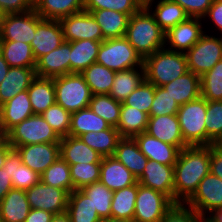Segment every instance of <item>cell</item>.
<instances>
[{"label": "cell", "mask_w": 222, "mask_h": 222, "mask_svg": "<svg viewBox=\"0 0 222 222\" xmlns=\"http://www.w3.org/2000/svg\"><path fill=\"white\" fill-rule=\"evenodd\" d=\"M210 150L211 145L187 146L180 150L174 165V203L185 204L210 172Z\"/></svg>", "instance_id": "1"}, {"label": "cell", "mask_w": 222, "mask_h": 222, "mask_svg": "<svg viewBox=\"0 0 222 222\" xmlns=\"http://www.w3.org/2000/svg\"><path fill=\"white\" fill-rule=\"evenodd\" d=\"M165 31L144 6L129 17L124 37L142 59L165 47Z\"/></svg>", "instance_id": "2"}, {"label": "cell", "mask_w": 222, "mask_h": 222, "mask_svg": "<svg viewBox=\"0 0 222 222\" xmlns=\"http://www.w3.org/2000/svg\"><path fill=\"white\" fill-rule=\"evenodd\" d=\"M143 67L145 80L158 87H162L188 72L185 53L166 47L145 57Z\"/></svg>", "instance_id": "3"}, {"label": "cell", "mask_w": 222, "mask_h": 222, "mask_svg": "<svg viewBox=\"0 0 222 222\" xmlns=\"http://www.w3.org/2000/svg\"><path fill=\"white\" fill-rule=\"evenodd\" d=\"M56 104L61 105L70 113L89 107L91 91L79 73H70L53 78Z\"/></svg>", "instance_id": "4"}, {"label": "cell", "mask_w": 222, "mask_h": 222, "mask_svg": "<svg viewBox=\"0 0 222 222\" xmlns=\"http://www.w3.org/2000/svg\"><path fill=\"white\" fill-rule=\"evenodd\" d=\"M96 62L115 72L143 67V59L124 36L102 41Z\"/></svg>", "instance_id": "5"}, {"label": "cell", "mask_w": 222, "mask_h": 222, "mask_svg": "<svg viewBox=\"0 0 222 222\" xmlns=\"http://www.w3.org/2000/svg\"><path fill=\"white\" fill-rule=\"evenodd\" d=\"M4 136L14 149L22 145L59 143L61 140L43 116L39 114H33L16 124Z\"/></svg>", "instance_id": "6"}, {"label": "cell", "mask_w": 222, "mask_h": 222, "mask_svg": "<svg viewBox=\"0 0 222 222\" xmlns=\"http://www.w3.org/2000/svg\"><path fill=\"white\" fill-rule=\"evenodd\" d=\"M207 101L203 97L187 102L177 112L180 130L188 146H205Z\"/></svg>", "instance_id": "7"}, {"label": "cell", "mask_w": 222, "mask_h": 222, "mask_svg": "<svg viewBox=\"0 0 222 222\" xmlns=\"http://www.w3.org/2000/svg\"><path fill=\"white\" fill-rule=\"evenodd\" d=\"M185 56L188 71L201 77L222 59V36L205 32Z\"/></svg>", "instance_id": "8"}, {"label": "cell", "mask_w": 222, "mask_h": 222, "mask_svg": "<svg viewBox=\"0 0 222 222\" xmlns=\"http://www.w3.org/2000/svg\"><path fill=\"white\" fill-rule=\"evenodd\" d=\"M174 202L164 193L138 183L134 222H160Z\"/></svg>", "instance_id": "9"}, {"label": "cell", "mask_w": 222, "mask_h": 222, "mask_svg": "<svg viewBox=\"0 0 222 222\" xmlns=\"http://www.w3.org/2000/svg\"><path fill=\"white\" fill-rule=\"evenodd\" d=\"M41 16L31 9L25 13L4 14L0 41H21L30 44Z\"/></svg>", "instance_id": "10"}, {"label": "cell", "mask_w": 222, "mask_h": 222, "mask_svg": "<svg viewBox=\"0 0 222 222\" xmlns=\"http://www.w3.org/2000/svg\"><path fill=\"white\" fill-rule=\"evenodd\" d=\"M185 204L201 216L209 215L215 209L222 207V180L209 172Z\"/></svg>", "instance_id": "11"}, {"label": "cell", "mask_w": 222, "mask_h": 222, "mask_svg": "<svg viewBox=\"0 0 222 222\" xmlns=\"http://www.w3.org/2000/svg\"><path fill=\"white\" fill-rule=\"evenodd\" d=\"M26 196L31 209H41L53 214L67 211L69 193L46 185L41 180L26 190Z\"/></svg>", "instance_id": "12"}, {"label": "cell", "mask_w": 222, "mask_h": 222, "mask_svg": "<svg viewBox=\"0 0 222 222\" xmlns=\"http://www.w3.org/2000/svg\"><path fill=\"white\" fill-rule=\"evenodd\" d=\"M64 41L72 42L89 39L92 41H104L100 26L93 15L82 11L61 18L60 20Z\"/></svg>", "instance_id": "13"}, {"label": "cell", "mask_w": 222, "mask_h": 222, "mask_svg": "<svg viewBox=\"0 0 222 222\" xmlns=\"http://www.w3.org/2000/svg\"><path fill=\"white\" fill-rule=\"evenodd\" d=\"M204 33L203 19L189 17L165 33V47L173 51L185 53L194 46Z\"/></svg>", "instance_id": "14"}, {"label": "cell", "mask_w": 222, "mask_h": 222, "mask_svg": "<svg viewBox=\"0 0 222 222\" xmlns=\"http://www.w3.org/2000/svg\"><path fill=\"white\" fill-rule=\"evenodd\" d=\"M64 42L63 29L59 20L40 19L30 43L36 61L56 49Z\"/></svg>", "instance_id": "15"}, {"label": "cell", "mask_w": 222, "mask_h": 222, "mask_svg": "<svg viewBox=\"0 0 222 222\" xmlns=\"http://www.w3.org/2000/svg\"><path fill=\"white\" fill-rule=\"evenodd\" d=\"M15 149L22 163L40 175L60 157L59 143L22 145Z\"/></svg>", "instance_id": "16"}, {"label": "cell", "mask_w": 222, "mask_h": 222, "mask_svg": "<svg viewBox=\"0 0 222 222\" xmlns=\"http://www.w3.org/2000/svg\"><path fill=\"white\" fill-rule=\"evenodd\" d=\"M137 182L145 187L164 193L174 202V165H163L148 160Z\"/></svg>", "instance_id": "17"}, {"label": "cell", "mask_w": 222, "mask_h": 222, "mask_svg": "<svg viewBox=\"0 0 222 222\" xmlns=\"http://www.w3.org/2000/svg\"><path fill=\"white\" fill-rule=\"evenodd\" d=\"M71 42L64 41L50 53L36 61V75L40 77L55 78L70 74Z\"/></svg>", "instance_id": "18"}, {"label": "cell", "mask_w": 222, "mask_h": 222, "mask_svg": "<svg viewBox=\"0 0 222 222\" xmlns=\"http://www.w3.org/2000/svg\"><path fill=\"white\" fill-rule=\"evenodd\" d=\"M28 91H22L0 106V134L5 135L16 124L33 115Z\"/></svg>", "instance_id": "19"}, {"label": "cell", "mask_w": 222, "mask_h": 222, "mask_svg": "<svg viewBox=\"0 0 222 222\" xmlns=\"http://www.w3.org/2000/svg\"><path fill=\"white\" fill-rule=\"evenodd\" d=\"M145 132L179 150L188 146L182 137L177 115L148 117Z\"/></svg>", "instance_id": "20"}, {"label": "cell", "mask_w": 222, "mask_h": 222, "mask_svg": "<svg viewBox=\"0 0 222 222\" xmlns=\"http://www.w3.org/2000/svg\"><path fill=\"white\" fill-rule=\"evenodd\" d=\"M140 151L152 161L163 165H175L180 150L171 144L160 141L150 134L143 132L134 137Z\"/></svg>", "instance_id": "21"}, {"label": "cell", "mask_w": 222, "mask_h": 222, "mask_svg": "<svg viewBox=\"0 0 222 222\" xmlns=\"http://www.w3.org/2000/svg\"><path fill=\"white\" fill-rule=\"evenodd\" d=\"M99 181L114 192L135 184L137 178L114 156H108L102 158Z\"/></svg>", "instance_id": "22"}, {"label": "cell", "mask_w": 222, "mask_h": 222, "mask_svg": "<svg viewBox=\"0 0 222 222\" xmlns=\"http://www.w3.org/2000/svg\"><path fill=\"white\" fill-rule=\"evenodd\" d=\"M60 157L69 165L76 163H101L103 156L85 144L80 137L68 135L61 138Z\"/></svg>", "instance_id": "23"}, {"label": "cell", "mask_w": 222, "mask_h": 222, "mask_svg": "<svg viewBox=\"0 0 222 222\" xmlns=\"http://www.w3.org/2000/svg\"><path fill=\"white\" fill-rule=\"evenodd\" d=\"M36 76L35 68L10 67L0 83V106L20 92L28 90Z\"/></svg>", "instance_id": "24"}, {"label": "cell", "mask_w": 222, "mask_h": 222, "mask_svg": "<svg viewBox=\"0 0 222 222\" xmlns=\"http://www.w3.org/2000/svg\"><path fill=\"white\" fill-rule=\"evenodd\" d=\"M145 7L165 32L189 18L186 11L171 0H150L145 4Z\"/></svg>", "instance_id": "25"}, {"label": "cell", "mask_w": 222, "mask_h": 222, "mask_svg": "<svg viewBox=\"0 0 222 222\" xmlns=\"http://www.w3.org/2000/svg\"><path fill=\"white\" fill-rule=\"evenodd\" d=\"M3 169L11 177L13 189L26 191L40 181V174L23 164L14 148L8 153Z\"/></svg>", "instance_id": "26"}, {"label": "cell", "mask_w": 222, "mask_h": 222, "mask_svg": "<svg viewBox=\"0 0 222 222\" xmlns=\"http://www.w3.org/2000/svg\"><path fill=\"white\" fill-rule=\"evenodd\" d=\"M181 106L201 96L200 76L191 71L162 86Z\"/></svg>", "instance_id": "27"}, {"label": "cell", "mask_w": 222, "mask_h": 222, "mask_svg": "<svg viewBox=\"0 0 222 222\" xmlns=\"http://www.w3.org/2000/svg\"><path fill=\"white\" fill-rule=\"evenodd\" d=\"M119 162L126 166L138 179L148 162V158L140 151L134 138H121L113 155Z\"/></svg>", "instance_id": "28"}, {"label": "cell", "mask_w": 222, "mask_h": 222, "mask_svg": "<svg viewBox=\"0 0 222 222\" xmlns=\"http://www.w3.org/2000/svg\"><path fill=\"white\" fill-rule=\"evenodd\" d=\"M85 0H33V9L42 19L60 20L84 11Z\"/></svg>", "instance_id": "29"}, {"label": "cell", "mask_w": 222, "mask_h": 222, "mask_svg": "<svg viewBox=\"0 0 222 222\" xmlns=\"http://www.w3.org/2000/svg\"><path fill=\"white\" fill-rule=\"evenodd\" d=\"M30 209L25 190L11 189L0 201L3 222H25Z\"/></svg>", "instance_id": "30"}, {"label": "cell", "mask_w": 222, "mask_h": 222, "mask_svg": "<svg viewBox=\"0 0 222 222\" xmlns=\"http://www.w3.org/2000/svg\"><path fill=\"white\" fill-rule=\"evenodd\" d=\"M27 91L34 114L41 115L56 103L53 78L36 76Z\"/></svg>", "instance_id": "31"}, {"label": "cell", "mask_w": 222, "mask_h": 222, "mask_svg": "<svg viewBox=\"0 0 222 222\" xmlns=\"http://www.w3.org/2000/svg\"><path fill=\"white\" fill-rule=\"evenodd\" d=\"M100 26L103 39H113L125 35L129 16L110 9L93 10L90 12Z\"/></svg>", "instance_id": "32"}, {"label": "cell", "mask_w": 222, "mask_h": 222, "mask_svg": "<svg viewBox=\"0 0 222 222\" xmlns=\"http://www.w3.org/2000/svg\"><path fill=\"white\" fill-rule=\"evenodd\" d=\"M101 41L89 39L71 42L70 73L81 74L91 64L96 62Z\"/></svg>", "instance_id": "33"}, {"label": "cell", "mask_w": 222, "mask_h": 222, "mask_svg": "<svg viewBox=\"0 0 222 222\" xmlns=\"http://www.w3.org/2000/svg\"><path fill=\"white\" fill-rule=\"evenodd\" d=\"M144 80V67L116 72L109 95L114 100L123 103Z\"/></svg>", "instance_id": "34"}, {"label": "cell", "mask_w": 222, "mask_h": 222, "mask_svg": "<svg viewBox=\"0 0 222 222\" xmlns=\"http://www.w3.org/2000/svg\"><path fill=\"white\" fill-rule=\"evenodd\" d=\"M0 53L10 67L35 68L36 59L30 44L21 41H0Z\"/></svg>", "instance_id": "35"}, {"label": "cell", "mask_w": 222, "mask_h": 222, "mask_svg": "<svg viewBox=\"0 0 222 222\" xmlns=\"http://www.w3.org/2000/svg\"><path fill=\"white\" fill-rule=\"evenodd\" d=\"M148 115L127 105H122L116 129L121 138H134L146 131Z\"/></svg>", "instance_id": "36"}, {"label": "cell", "mask_w": 222, "mask_h": 222, "mask_svg": "<svg viewBox=\"0 0 222 222\" xmlns=\"http://www.w3.org/2000/svg\"><path fill=\"white\" fill-rule=\"evenodd\" d=\"M66 212L71 222H101L102 220L90 198L81 190H74L69 194Z\"/></svg>", "instance_id": "37"}, {"label": "cell", "mask_w": 222, "mask_h": 222, "mask_svg": "<svg viewBox=\"0 0 222 222\" xmlns=\"http://www.w3.org/2000/svg\"><path fill=\"white\" fill-rule=\"evenodd\" d=\"M81 75L88 84L92 95L109 94L116 72L94 62Z\"/></svg>", "instance_id": "38"}, {"label": "cell", "mask_w": 222, "mask_h": 222, "mask_svg": "<svg viewBox=\"0 0 222 222\" xmlns=\"http://www.w3.org/2000/svg\"><path fill=\"white\" fill-rule=\"evenodd\" d=\"M111 126L89 108L71 113L69 135L80 137L88 132H98L109 129Z\"/></svg>", "instance_id": "39"}, {"label": "cell", "mask_w": 222, "mask_h": 222, "mask_svg": "<svg viewBox=\"0 0 222 222\" xmlns=\"http://www.w3.org/2000/svg\"><path fill=\"white\" fill-rule=\"evenodd\" d=\"M80 138L103 157L113 156L117 143L121 139L116 127L112 126L106 130L82 134Z\"/></svg>", "instance_id": "40"}, {"label": "cell", "mask_w": 222, "mask_h": 222, "mask_svg": "<svg viewBox=\"0 0 222 222\" xmlns=\"http://www.w3.org/2000/svg\"><path fill=\"white\" fill-rule=\"evenodd\" d=\"M137 193L138 182L114 191L111 203V217L133 220Z\"/></svg>", "instance_id": "41"}, {"label": "cell", "mask_w": 222, "mask_h": 222, "mask_svg": "<svg viewBox=\"0 0 222 222\" xmlns=\"http://www.w3.org/2000/svg\"><path fill=\"white\" fill-rule=\"evenodd\" d=\"M40 180L49 186L72 193L75 188L72 184L69 164L59 157L41 175Z\"/></svg>", "instance_id": "42"}, {"label": "cell", "mask_w": 222, "mask_h": 222, "mask_svg": "<svg viewBox=\"0 0 222 222\" xmlns=\"http://www.w3.org/2000/svg\"><path fill=\"white\" fill-rule=\"evenodd\" d=\"M122 103L114 100L109 94L92 95L89 109L103 118L110 126L117 127Z\"/></svg>", "instance_id": "43"}, {"label": "cell", "mask_w": 222, "mask_h": 222, "mask_svg": "<svg viewBox=\"0 0 222 222\" xmlns=\"http://www.w3.org/2000/svg\"><path fill=\"white\" fill-rule=\"evenodd\" d=\"M86 194L101 219L111 218V203L113 192L100 181L81 189Z\"/></svg>", "instance_id": "44"}, {"label": "cell", "mask_w": 222, "mask_h": 222, "mask_svg": "<svg viewBox=\"0 0 222 222\" xmlns=\"http://www.w3.org/2000/svg\"><path fill=\"white\" fill-rule=\"evenodd\" d=\"M222 140V101H207L205 118V146Z\"/></svg>", "instance_id": "45"}, {"label": "cell", "mask_w": 222, "mask_h": 222, "mask_svg": "<svg viewBox=\"0 0 222 222\" xmlns=\"http://www.w3.org/2000/svg\"><path fill=\"white\" fill-rule=\"evenodd\" d=\"M200 89L206 101H222V59L200 77Z\"/></svg>", "instance_id": "46"}, {"label": "cell", "mask_w": 222, "mask_h": 222, "mask_svg": "<svg viewBox=\"0 0 222 222\" xmlns=\"http://www.w3.org/2000/svg\"><path fill=\"white\" fill-rule=\"evenodd\" d=\"M145 5L140 0H85L84 11L110 9L127 14L129 17Z\"/></svg>", "instance_id": "47"}, {"label": "cell", "mask_w": 222, "mask_h": 222, "mask_svg": "<svg viewBox=\"0 0 222 222\" xmlns=\"http://www.w3.org/2000/svg\"><path fill=\"white\" fill-rule=\"evenodd\" d=\"M101 163H76L69 165L72 184L75 190L100 180Z\"/></svg>", "instance_id": "48"}, {"label": "cell", "mask_w": 222, "mask_h": 222, "mask_svg": "<svg viewBox=\"0 0 222 222\" xmlns=\"http://www.w3.org/2000/svg\"><path fill=\"white\" fill-rule=\"evenodd\" d=\"M156 86L144 80L122 103L146 113L150 117V109L155 97Z\"/></svg>", "instance_id": "49"}, {"label": "cell", "mask_w": 222, "mask_h": 222, "mask_svg": "<svg viewBox=\"0 0 222 222\" xmlns=\"http://www.w3.org/2000/svg\"><path fill=\"white\" fill-rule=\"evenodd\" d=\"M41 115L60 138L69 135L71 113L66 111L61 105L55 103Z\"/></svg>", "instance_id": "50"}, {"label": "cell", "mask_w": 222, "mask_h": 222, "mask_svg": "<svg viewBox=\"0 0 222 222\" xmlns=\"http://www.w3.org/2000/svg\"><path fill=\"white\" fill-rule=\"evenodd\" d=\"M179 105L163 87L156 86L155 97L150 109V117L177 115Z\"/></svg>", "instance_id": "51"}, {"label": "cell", "mask_w": 222, "mask_h": 222, "mask_svg": "<svg viewBox=\"0 0 222 222\" xmlns=\"http://www.w3.org/2000/svg\"><path fill=\"white\" fill-rule=\"evenodd\" d=\"M201 215L188 205L174 203L160 222H200Z\"/></svg>", "instance_id": "52"}, {"label": "cell", "mask_w": 222, "mask_h": 222, "mask_svg": "<svg viewBox=\"0 0 222 222\" xmlns=\"http://www.w3.org/2000/svg\"><path fill=\"white\" fill-rule=\"evenodd\" d=\"M202 19L205 32L210 34L212 32L213 34L222 36V0H213L207 14ZM207 21L211 24L208 25L209 23Z\"/></svg>", "instance_id": "53"}, {"label": "cell", "mask_w": 222, "mask_h": 222, "mask_svg": "<svg viewBox=\"0 0 222 222\" xmlns=\"http://www.w3.org/2000/svg\"><path fill=\"white\" fill-rule=\"evenodd\" d=\"M175 3H178L189 15V17H199L203 18L210 6L213 3V0H171Z\"/></svg>", "instance_id": "54"}, {"label": "cell", "mask_w": 222, "mask_h": 222, "mask_svg": "<svg viewBox=\"0 0 222 222\" xmlns=\"http://www.w3.org/2000/svg\"><path fill=\"white\" fill-rule=\"evenodd\" d=\"M33 9V0H0L3 14L25 13Z\"/></svg>", "instance_id": "55"}, {"label": "cell", "mask_w": 222, "mask_h": 222, "mask_svg": "<svg viewBox=\"0 0 222 222\" xmlns=\"http://www.w3.org/2000/svg\"><path fill=\"white\" fill-rule=\"evenodd\" d=\"M210 172L222 180V150L217 145H211Z\"/></svg>", "instance_id": "56"}, {"label": "cell", "mask_w": 222, "mask_h": 222, "mask_svg": "<svg viewBox=\"0 0 222 222\" xmlns=\"http://www.w3.org/2000/svg\"><path fill=\"white\" fill-rule=\"evenodd\" d=\"M55 214L41 210V209H30L25 222H51Z\"/></svg>", "instance_id": "57"}, {"label": "cell", "mask_w": 222, "mask_h": 222, "mask_svg": "<svg viewBox=\"0 0 222 222\" xmlns=\"http://www.w3.org/2000/svg\"><path fill=\"white\" fill-rule=\"evenodd\" d=\"M11 189H13L11 177L2 168L0 169V201Z\"/></svg>", "instance_id": "58"}, {"label": "cell", "mask_w": 222, "mask_h": 222, "mask_svg": "<svg viewBox=\"0 0 222 222\" xmlns=\"http://www.w3.org/2000/svg\"><path fill=\"white\" fill-rule=\"evenodd\" d=\"M13 149L4 135L0 136V169L3 168V164L7 158L8 153Z\"/></svg>", "instance_id": "59"}, {"label": "cell", "mask_w": 222, "mask_h": 222, "mask_svg": "<svg viewBox=\"0 0 222 222\" xmlns=\"http://www.w3.org/2000/svg\"><path fill=\"white\" fill-rule=\"evenodd\" d=\"M9 69H10V66L4 60L2 54L0 53V83L3 81V79L7 75Z\"/></svg>", "instance_id": "60"}, {"label": "cell", "mask_w": 222, "mask_h": 222, "mask_svg": "<svg viewBox=\"0 0 222 222\" xmlns=\"http://www.w3.org/2000/svg\"><path fill=\"white\" fill-rule=\"evenodd\" d=\"M51 222H71L70 216L67 212L55 214Z\"/></svg>", "instance_id": "61"}, {"label": "cell", "mask_w": 222, "mask_h": 222, "mask_svg": "<svg viewBox=\"0 0 222 222\" xmlns=\"http://www.w3.org/2000/svg\"><path fill=\"white\" fill-rule=\"evenodd\" d=\"M209 216L216 222H222V207L215 209Z\"/></svg>", "instance_id": "62"}, {"label": "cell", "mask_w": 222, "mask_h": 222, "mask_svg": "<svg viewBox=\"0 0 222 222\" xmlns=\"http://www.w3.org/2000/svg\"><path fill=\"white\" fill-rule=\"evenodd\" d=\"M101 222H134L133 220H127V219H119V218H106L102 219Z\"/></svg>", "instance_id": "63"}, {"label": "cell", "mask_w": 222, "mask_h": 222, "mask_svg": "<svg viewBox=\"0 0 222 222\" xmlns=\"http://www.w3.org/2000/svg\"><path fill=\"white\" fill-rule=\"evenodd\" d=\"M200 222H216L209 215H202L200 217Z\"/></svg>", "instance_id": "64"}, {"label": "cell", "mask_w": 222, "mask_h": 222, "mask_svg": "<svg viewBox=\"0 0 222 222\" xmlns=\"http://www.w3.org/2000/svg\"><path fill=\"white\" fill-rule=\"evenodd\" d=\"M3 13L1 12V10H0V30H1V24H2V18H3Z\"/></svg>", "instance_id": "65"}, {"label": "cell", "mask_w": 222, "mask_h": 222, "mask_svg": "<svg viewBox=\"0 0 222 222\" xmlns=\"http://www.w3.org/2000/svg\"><path fill=\"white\" fill-rule=\"evenodd\" d=\"M222 150V140L216 144Z\"/></svg>", "instance_id": "66"}, {"label": "cell", "mask_w": 222, "mask_h": 222, "mask_svg": "<svg viewBox=\"0 0 222 222\" xmlns=\"http://www.w3.org/2000/svg\"><path fill=\"white\" fill-rule=\"evenodd\" d=\"M144 5L150 0H140Z\"/></svg>", "instance_id": "67"}]
</instances>
